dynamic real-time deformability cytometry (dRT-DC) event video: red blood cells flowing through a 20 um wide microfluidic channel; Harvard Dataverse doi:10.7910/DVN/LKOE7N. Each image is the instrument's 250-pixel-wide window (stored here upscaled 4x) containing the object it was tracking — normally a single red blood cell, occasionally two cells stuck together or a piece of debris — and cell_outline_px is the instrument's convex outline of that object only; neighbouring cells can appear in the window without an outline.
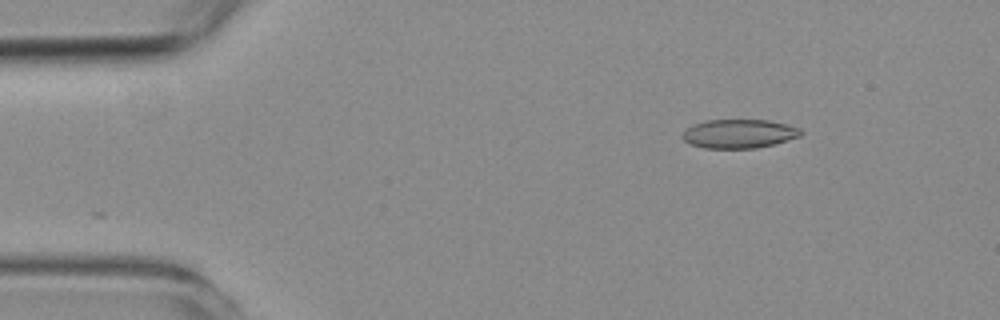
{"species": "common noctule bat (a hibernating species)", "species_latin": "Nyctalus noctula", "temperature_condition": "room temperature", "stored_images_in_passage": 50, "camera_frame_rate_fps": 3000, "um_per_image_px": 0.085, "animal": {"sex": "female", "body_mass_g": 19.3, "forearm_length_mm": 54.1}, "frame": {"image": 1, "passage_image": 1, "time_ms": 0.0, "image_size_px": [1000, 320], "cell_outline_px": [[800, 136], [772, 144], [756, 148], [704, 148], [692, 144], [684, 140], [680, 136], [692, 124], [704, 120], [768, 120], [800, 128]], "centroid_in_image_um": [62.76, 11.36], "position_along_channel_um": 22.2, "area_um2": 19.65}}
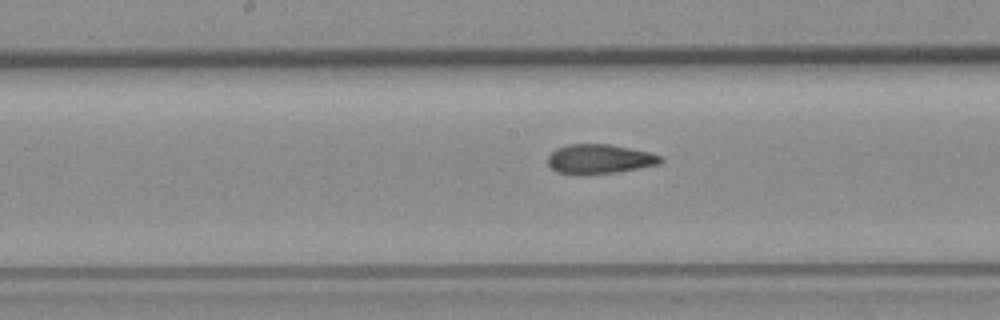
{"frame": {"image": 2, "passage_image": 22, "time_ms": 7.0, "image_size_px": [1000, 320], "cell_outline_px": [[664, 160], [660, 164], [616, 172], [584, 176], [576, 176], [556, 172], [548, 164], [548, 156], [556, 148], [568, 144], [612, 144], [648, 152], [664, 156]], "centroid_in_image_um": [50.95, 13.53], "position_along_channel_um": 197.3, "area_um2": 19.83}}
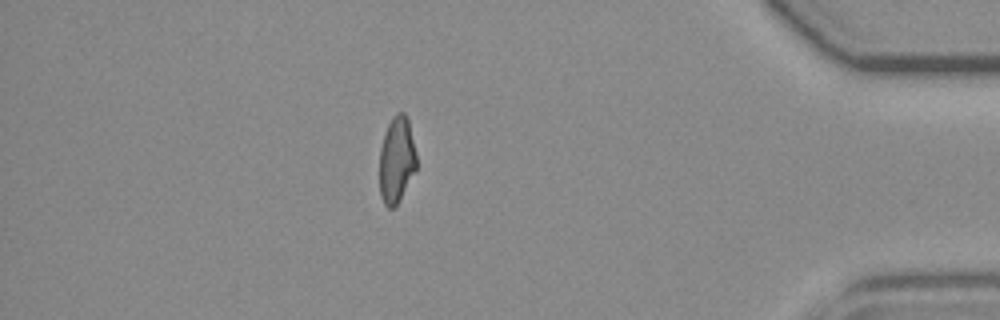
{"frame": {"image": 3, "passage_image": 43, "time_ms": 14.0, "image_size_px": [1000, 320], "cell_outline_px": [[416, 168], [396, 208], [388, 208], [384, 204], [380, 196], [380, 148], [384, 132], [392, 116], [396, 112], [404, 112], [408, 120], [416, 152]], "centroid_in_image_um": [33.7, 13.59], "position_along_channel_um": 401.5, "area_um2": 18.73}, "authors_computed_cell_mechanics": {"area_um2": 19.8543, "velocity_mm_per_s": 3.5731, "shape_relaxation_time_tau1_ms": null, "shape_relaxation_time_tau2_ms": 2.2964, "deformation_change_tau1": null, "deformation_change_tau2": 0.0915}}